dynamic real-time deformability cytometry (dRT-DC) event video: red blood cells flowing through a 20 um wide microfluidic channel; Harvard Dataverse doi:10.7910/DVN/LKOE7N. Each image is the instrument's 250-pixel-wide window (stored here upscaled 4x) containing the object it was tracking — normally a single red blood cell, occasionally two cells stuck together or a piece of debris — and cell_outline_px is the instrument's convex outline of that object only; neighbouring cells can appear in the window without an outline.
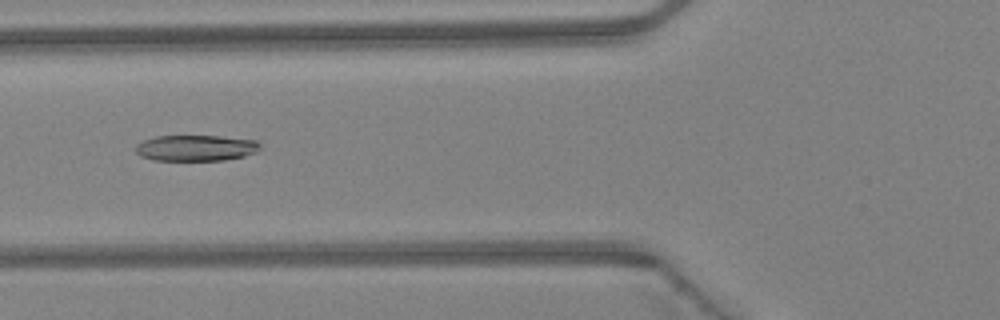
{"species": "Egyptian fruit bat (a non-hibernating species)", "species_latin": "Rousettus aegyptiacus", "temperature_condition": "warm", "stored_images_in_passage": 45, "camera_frame_rate_fps": 3000, "um_per_image_px": 0.085, "animal": {"sex": "female"}, "frame": {"image": 1, "passage_image": 17, "time_ms": 5.333, "image_size_px": [1000, 320], "cell_outline_px": [[260, 148], [256, 152], [244, 156], [224, 160], [152, 160], [140, 156], [136, 152], [136, 144], [144, 140], [156, 136], [220, 136], [256, 140], [260, 144]], "centroid_in_image_um": [16.64, 12.58], "position_along_channel_um": 109.2, "area_um2": 18.84}}
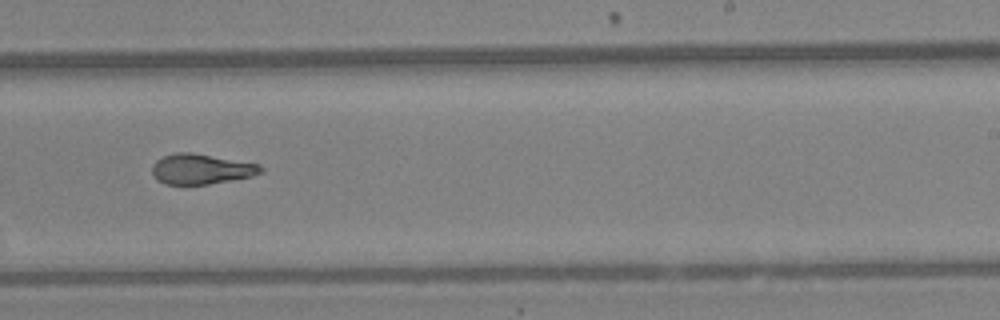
{"frame": {"image": 2, "passage_image": 28, "time_ms": 9.0, "image_size_px": [1000, 320], "cell_outline_px": [[264, 172], [252, 176], [208, 184], [168, 184], [156, 180], [152, 172], [152, 168], [156, 160], [164, 156], [176, 152], [192, 152], [260, 164], [264, 168]], "centroid_in_image_um": [17.12, 14.36], "position_along_channel_um": 271.9, "area_um2": 19.13}}
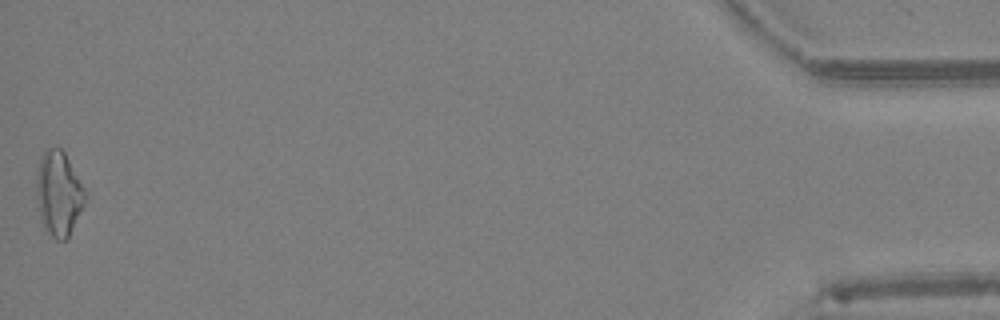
{"frame": {"image": 3, "passage_image": 45, "time_ms": 14.667, "image_size_px": [1000, 320], "cell_outline_px": [[88, 196], [68, 236], [64, 240], [56, 240], [44, 228], [40, 216], [36, 196], [36, 172], [40, 156], [48, 148], [60, 148], [64, 152], [88, 192]], "centroid_in_image_um": [4.99, 16.42], "position_along_channel_um": 430.2, "area_um2": 24.1}, "authors_computed_cell_mechanics": {"area_um2": 19.941, "velocity_mm_per_s": 4.4635, "shape_relaxation_time_tau1_ms": null, "shape_relaxation_time_tau2_ms": 3.0804, "deformation_change_tau1": null, "deformation_change_tau2": 0.118}}